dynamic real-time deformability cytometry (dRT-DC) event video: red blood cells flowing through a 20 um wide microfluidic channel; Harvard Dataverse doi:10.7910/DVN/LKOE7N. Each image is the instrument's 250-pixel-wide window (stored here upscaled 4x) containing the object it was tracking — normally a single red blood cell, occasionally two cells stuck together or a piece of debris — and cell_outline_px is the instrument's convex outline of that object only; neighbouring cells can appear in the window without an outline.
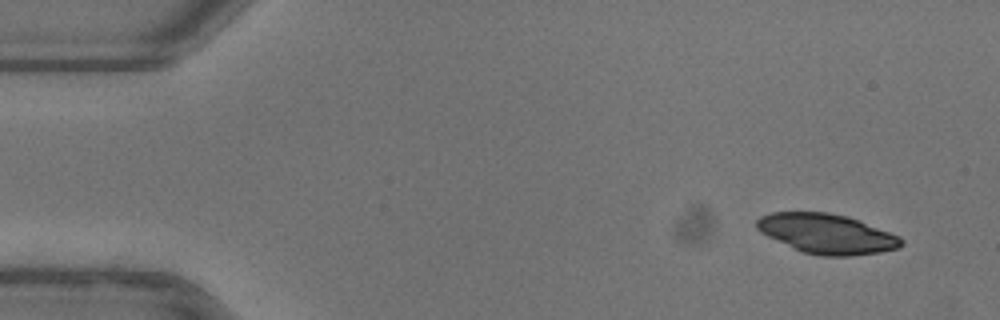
{"species": "common noctule bat (a hibernating species)", "species_latin": "Nyctalus noctula", "temperature_condition": "warm", "stored_images_in_passage": 49, "camera_frame_rate_fps": 3000, "um_per_image_px": 0.085, "animal": {"sex": "female"}, "frame": {"image": 1, "passage_image": 1, "time_ms": 0.0, "image_size_px": [1000, 320], "cell_outline_px": [[904, 244], [896, 248], [880, 252], [848, 256], [820, 256], [804, 252], [768, 236], [760, 232], [756, 228], [756, 220], [760, 216], [772, 212], [828, 212], [848, 216], [860, 220], [900, 236], [904, 240]], "centroid_in_image_um": [70.3, 19.85], "position_along_channel_um": 14.7, "area_um2": 33.41}}